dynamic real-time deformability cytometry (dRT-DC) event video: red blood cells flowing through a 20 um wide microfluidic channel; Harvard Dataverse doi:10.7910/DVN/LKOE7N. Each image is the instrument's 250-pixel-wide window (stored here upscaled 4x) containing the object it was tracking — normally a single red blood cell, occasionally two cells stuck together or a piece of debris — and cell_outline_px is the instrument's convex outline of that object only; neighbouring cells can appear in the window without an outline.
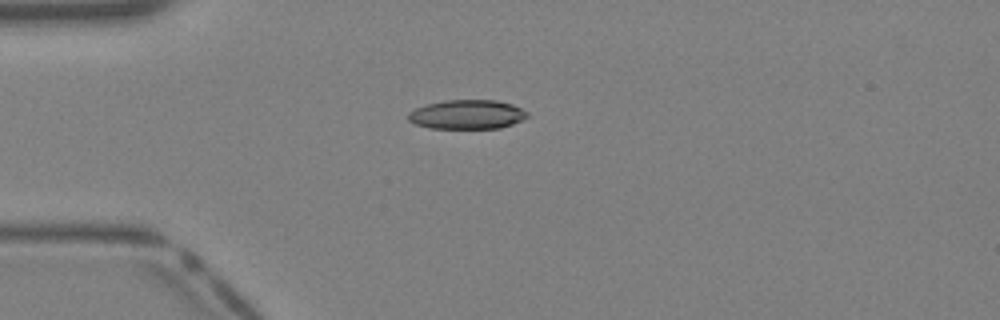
{"species": "Egyptian fruit bat (a non-hibernating species)", "species_latin": "Rousettus aegyptiacus", "temperature_condition": "warm", "stored_images_in_passage": 30, "camera_frame_rate_fps": 3000, "um_per_image_px": 0.085, "animal": {"sex": "female"}, "frame": {"image": 1, "passage_image": 1, "time_ms": 0.0, "image_size_px": [1000, 320], "cell_outline_px": [[528, 116], [512, 124], [500, 128], [428, 128], [416, 124], [408, 120], [408, 112], [416, 108], [428, 104], [444, 100], [496, 100], [512, 104], [528, 112]], "centroid_in_image_um": [39.69, 9.73], "position_along_channel_um": 45.3, "area_um2": 20.17}}
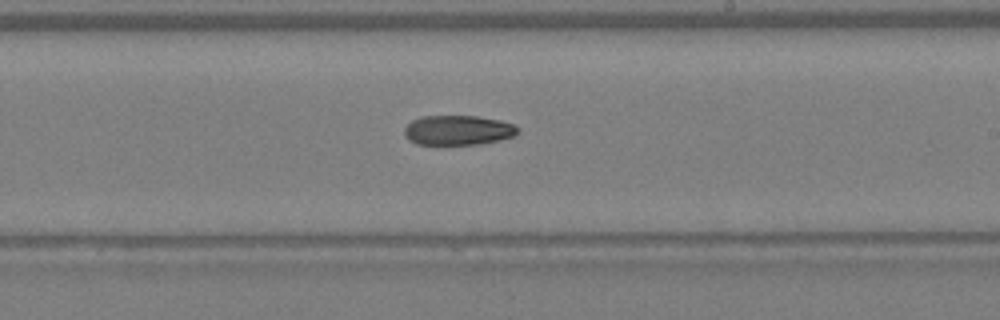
{"frame": {"image": 2, "passage_image": 14, "time_ms": 4.333, "image_size_px": [1000, 320], "cell_outline_px": [[520, 132], [512, 136], [496, 140], [476, 144], [416, 144], [408, 140], [404, 132], [404, 128], [412, 120], [420, 116], [476, 116], [500, 120], [512, 124], [520, 128]], "centroid_in_image_um": [38.9, 11.05], "position_along_channel_um": 250.1, "area_um2": 19.54}}
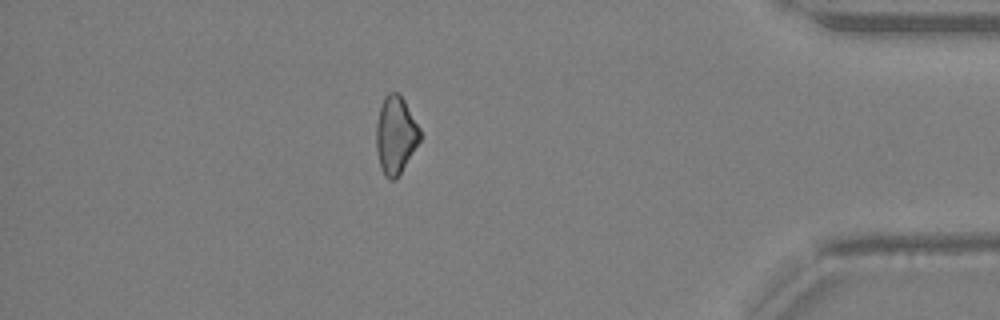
{"frame": {"image": 3, "passage_image": 25, "time_ms": 8.0, "image_size_px": [1000, 320], "cell_outline_px": [[420, 140], [396, 180], [388, 180], [384, 176], [380, 164], [376, 148], [376, 124], [380, 104], [384, 96], [388, 92], [400, 92], [420, 128]], "centroid_in_image_um": [33.61, 11.45], "position_along_channel_um": 401.6, "area_um2": 19.94}}